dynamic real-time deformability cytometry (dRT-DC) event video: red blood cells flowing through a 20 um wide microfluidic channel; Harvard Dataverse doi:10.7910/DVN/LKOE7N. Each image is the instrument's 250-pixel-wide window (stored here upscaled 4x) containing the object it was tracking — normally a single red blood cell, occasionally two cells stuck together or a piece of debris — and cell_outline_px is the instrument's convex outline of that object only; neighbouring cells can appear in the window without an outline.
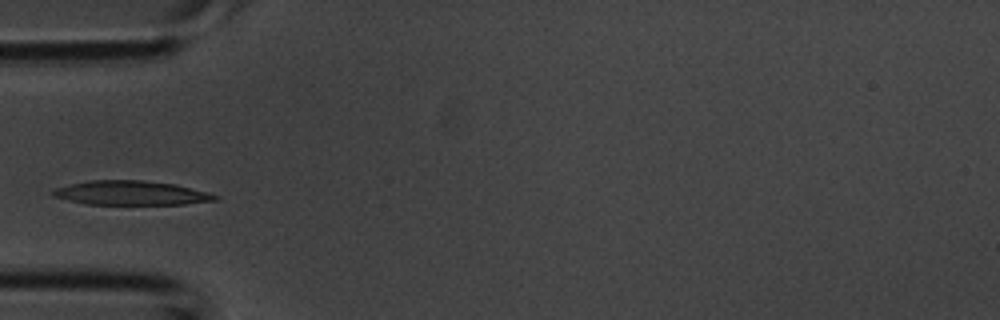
{"species": "common noctule bat (a hibernating species)", "species_latin": "Nyctalus noctula", "temperature_condition": "room temperature", "stored_images_in_passage": 1, "camera_frame_rate_fps": 3000, "um_per_image_px": 0.085, "animal": {"sex": "male", "body_mass_g": 20.1, "forearm_length_mm": 53.5}, "frame": {"image": 1, "passage_image": 1, "time_ms": 0.0, "image_size_px": [1000, 320], "cell_outline_px": [[220, 200], [184, 204], [88, 204], [68, 200], [52, 196], [48, 192], [56, 188], [68, 184], [92, 180], [144, 180], [176, 184], [208, 192], [220, 196]], "centroid_in_image_um": [11.15, 16.4], "position_along_channel_um": 73.8, "area_um2": 23.06}}